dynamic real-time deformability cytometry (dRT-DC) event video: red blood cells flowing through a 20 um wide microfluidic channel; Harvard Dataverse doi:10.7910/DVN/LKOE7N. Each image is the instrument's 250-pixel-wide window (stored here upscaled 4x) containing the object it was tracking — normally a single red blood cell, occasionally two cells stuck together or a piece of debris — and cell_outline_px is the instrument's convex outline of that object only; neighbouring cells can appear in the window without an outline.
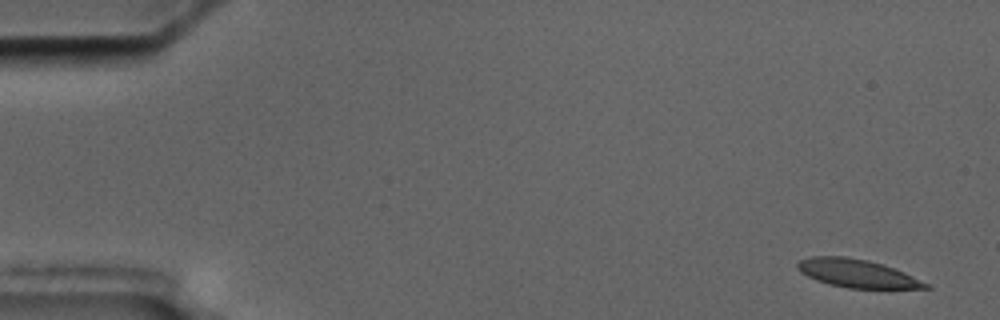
{"species": "common noctule bat (a hibernating species)", "species_latin": "Nyctalus noctula", "temperature_condition": "cold", "stored_images_in_passage": 15, "camera_frame_rate_fps": 3000, "um_per_image_px": 0.085, "animal": {"sex": "male", "body_mass_g": 17.5, "forearm_length_mm": 52.3}, "frame": {"image": 1, "passage_image": 1, "time_ms": 0.0, "image_size_px": [1000, 320], "cell_outline_px": [[932, 288], [848, 288], [816, 280], [800, 272], [796, 268], [796, 264], [800, 260], [812, 256], [844, 256], [868, 260], [904, 272], [928, 284]], "centroid_in_image_um": [72.8, 23.23], "position_along_channel_um": 12.2, "area_um2": 20.63}}
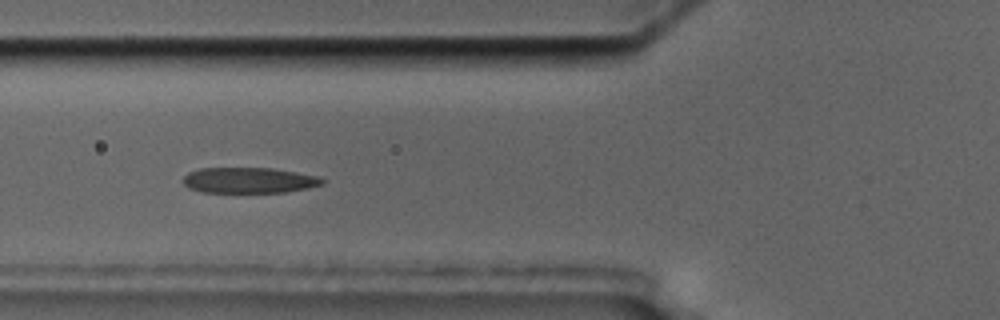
{"frame": {"image": 2, "passage_image": 6, "time_ms": 6.333, "image_size_px": [1000, 320], "cell_outline_px": [[324, 184], [308, 188], [288, 192], [204, 192], [188, 188], [184, 184], [184, 176], [188, 172], [200, 168], [272, 168], [296, 172], [316, 176], [324, 180]], "centroid_in_image_um": [21.16, 15.32], "position_along_channel_um": 104.6, "area_um2": 20.75}}
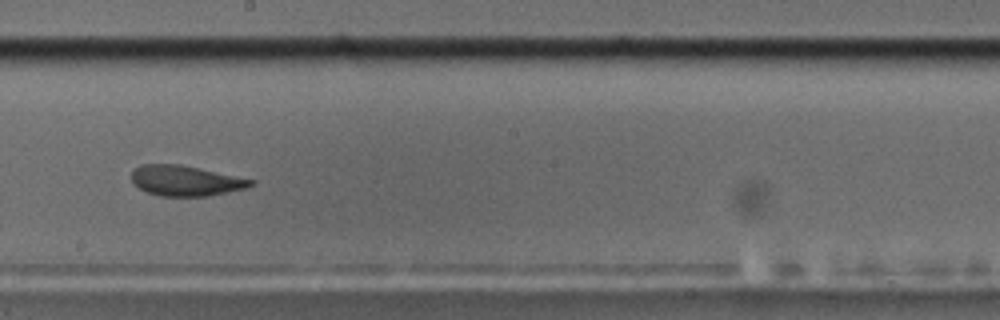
{"frame": {"image": 3, "passage_image": 9, "time_ms": 10.0, "image_size_px": [1000, 320], "cell_outline_px": [[256, 184], [244, 188], [208, 196], [160, 196], [148, 192], [132, 184], [132, 172], [140, 164], [180, 164], [256, 180]], "centroid_in_image_um": [15.77, 15.35], "position_along_channel_um": 232.4, "area_um2": 21.04}, "authors_computed_cell_mechanics": {"area_um2": 22.4264, "velocity_mm_per_s": 3.4941, "shape_relaxation_time_tau1_ms": 6.5749, "shape_relaxation_time_tau2_ms": 0.9534, "deformation_change_tau1": 0.1972, "deformation_change_tau2": 0.0689}}